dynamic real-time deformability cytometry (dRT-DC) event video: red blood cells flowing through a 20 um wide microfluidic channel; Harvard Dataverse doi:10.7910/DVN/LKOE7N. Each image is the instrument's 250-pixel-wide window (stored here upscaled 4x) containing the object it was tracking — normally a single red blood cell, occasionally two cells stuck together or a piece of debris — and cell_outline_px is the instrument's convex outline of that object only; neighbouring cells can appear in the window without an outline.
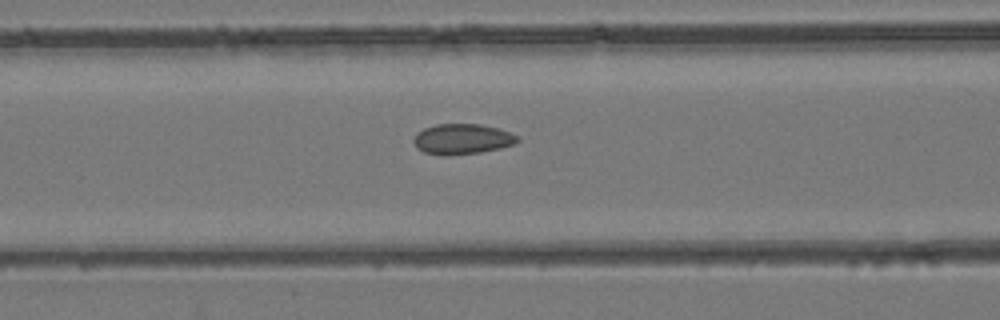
{"species": "common noctule bat (a hibernating species)", "species_latin": "Nyctalus noctula", "temperature_condition": "room temperature", "stored_images_in_passage": 29, "camera_frame_rate_fps": 3000, "um_per_image_px": 0.085, "animal": {"sex": "female", "body_mass_g": 24.6, "forearm_length_mm": 56.2}, "frame": {"image": 1, "passage_image": 5, "time_ms": 1.333, "image_size_px": [1000, 320], "cell_outline_px": [[520, 140], [512, 144], [500, 148], [480, 152], [448, 156], [444, 156], [424, 152], [416, 148], [412, 140], [416, 132], [424, 128], [436, 124], [480, 124], [512, 132], [520, 136]], "centroid_in_image_um": [39.27, 11.82], "position_along_channel_um": 127.3, "area_um2": 18.61}}
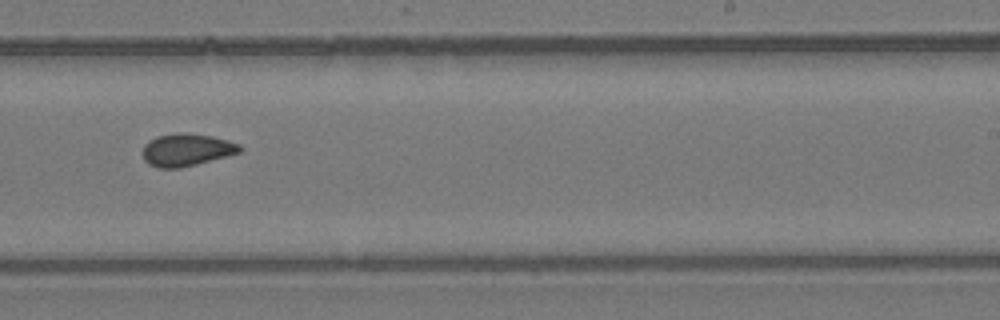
{"frame": {"image": 2, "passage_image": 15, "time_ms": 4.667, "image_size_px": [1000, 320], "cell_outline_px": [[244, 148], [240, 152], [228, 156], [180, 168], [160, 168], [148, 164], [144, 160], [144, 144], [148, 140], [156, 136], [212, 136], [228, 140], [240, 144]], "centroid_in_image_um": [15.89, 12.79], "position_along_channel_um": 273.1, "area_um2": 17.63}}
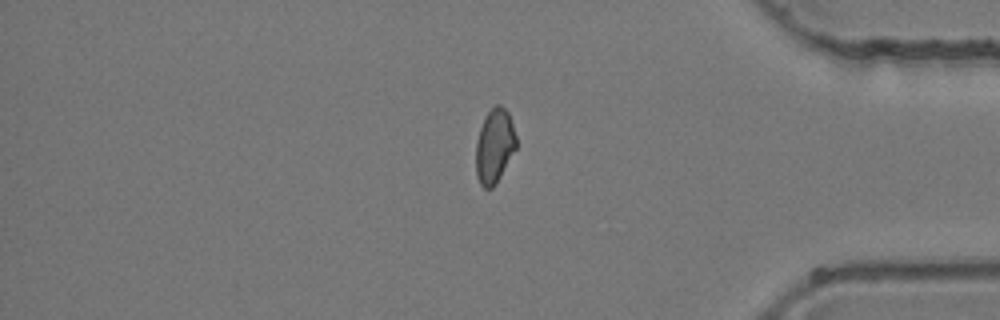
{"frame": {"image": 3, "passage_image": 25, "time_ms": 8.0, "image_size_px": [1000, 320], "cell_outline_px": [[516, 148], [496, 184], [492, 188], [484, 188], [480, 184], [476, 176], [476, 140], [484, 116], [496, 104], [500, 104], [508, 112], [516, 136]], "centroid_in_image_um": [42.02, 12.41], "position_along_channel_um": 393.2, "area_um2": 17.46}}